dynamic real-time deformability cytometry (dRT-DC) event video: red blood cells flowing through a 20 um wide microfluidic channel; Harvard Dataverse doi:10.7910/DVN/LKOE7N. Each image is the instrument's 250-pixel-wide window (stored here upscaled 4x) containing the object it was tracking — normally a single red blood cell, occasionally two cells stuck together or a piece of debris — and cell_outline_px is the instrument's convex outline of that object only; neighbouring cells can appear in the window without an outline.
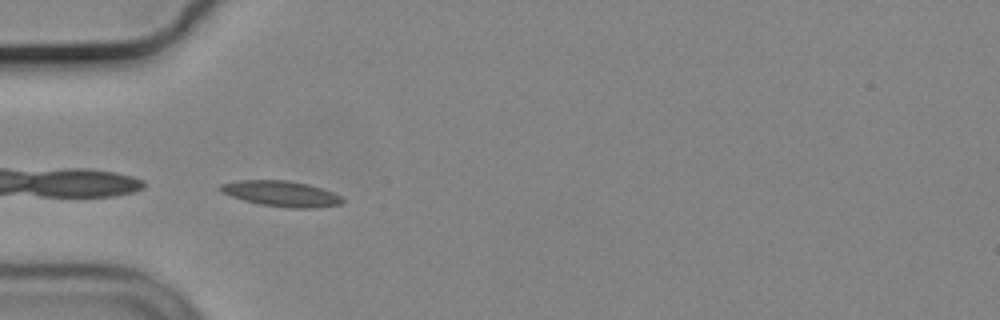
{"species": "common noctule bat (a hibernating species)", "species_latin": "Nyctalus noctula", "temperature_condition": "cold", "stored_images_in_passage": 5, "camera_frame_rate_fps": 3000, "um_per_image_px": 0.085, "animal": {"sex": "male", "body_mass_g": 19.2, "forearm_length_mm": 51.8}, "frame": {"image": 1, "passage_image": 1, "time_ms": 0.0, "image_size_px": [1000, 320], "cell_outline_px": [[344, 200], [340, 204], [312, 208], [288, 208], [260, 204], [244, 200], [220, 192], [216, 188], [220, 184], [240, 180], [288, 180], [308, 184], [332, 192], [340, 196]], "centroid_in_image_um": [23.86, 16.45], "position_along_channel_um": 61.1, "area_um2": 18.15}}
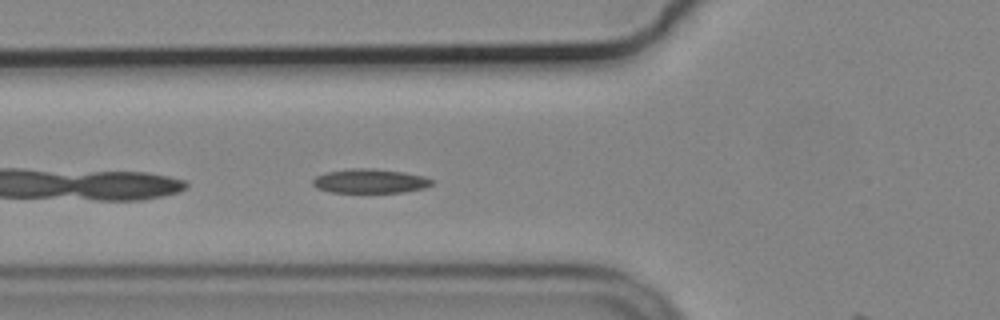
{"frame": {"image": 2, "passage_image": 4, "time_ms": 1.0, "image_size_px": [1000, 320], "cell_outline_px": [[432, 184], [424, 188], [400, 192], [328, 192], [316, 188], [312, 184], [312, 180], [316, 176], [324, 172], [348, 168], [372, 168], [404, 172], [424, 176], [432, 180]], "centroid_in_image_um": [31.39, 15.38], "position_along_channel_um": 94.4, "area_um2": 16.88}}